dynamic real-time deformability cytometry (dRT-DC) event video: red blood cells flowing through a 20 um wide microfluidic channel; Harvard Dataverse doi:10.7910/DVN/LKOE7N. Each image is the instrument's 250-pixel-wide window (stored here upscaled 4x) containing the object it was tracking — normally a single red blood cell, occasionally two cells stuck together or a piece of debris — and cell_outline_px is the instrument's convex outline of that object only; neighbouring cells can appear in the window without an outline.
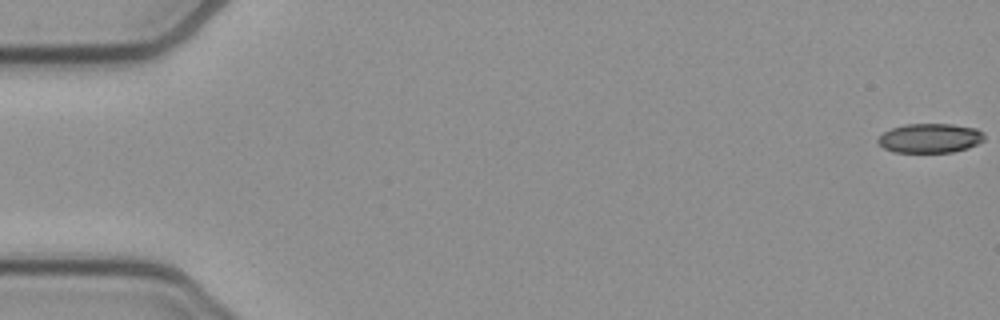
{"species": "common noctule bat (a hibernating species)", "species_latin": "Nyctalus noctula", "temperature_condition": "cold", "stored_images_in_passage": 8, "camera_frame_rate_fps": 3000, "um_per_image_px": 0.085, "animal": {"sex": "female", "body_mass_g": 21.9}, "frame": {"image": 1, "passage_image": 1, "time_ms": 0.0, "image_size_px": [1000, 320], "cell_outline_px": [[984, 140], [968, 148], [952, 152], [892, 152], [884, 148], [876, 140], [884, 132], [892, 128], [904, 124], [952, 124], [976, 128], [984, 132]], "centroid_in_image_um": [79.06, 11.74], "position_along_channel_um": 5.9, "area_um2": 18.21}}